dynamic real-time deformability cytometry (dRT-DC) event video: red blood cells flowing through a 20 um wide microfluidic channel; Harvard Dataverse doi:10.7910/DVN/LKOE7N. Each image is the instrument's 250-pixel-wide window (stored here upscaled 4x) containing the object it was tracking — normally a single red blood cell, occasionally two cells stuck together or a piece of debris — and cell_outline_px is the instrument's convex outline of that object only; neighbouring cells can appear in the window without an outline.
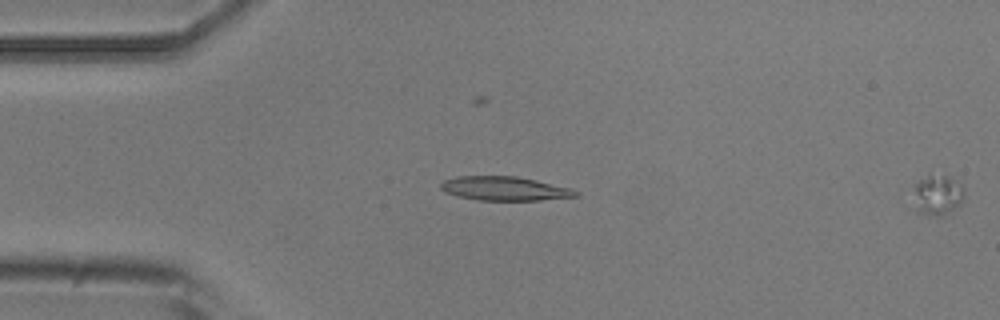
{"species": "common noctule bat (a hibernating species)", "species_latin": "Nyctalus noctula", "temperature_condition": "room temperature", "stored_images_in_passage": 6, "segment_of_instrument_passage": [1, 2], "camera_frame_rate_fps": 3000, "um_per_image_px": 0.085, "animal": {"sex": "male", "body_mass_g": 20.5, "forearm_length_mm": 52.5}, "frame": {"image": 1, "passage_image": 5, "time_ms": 5.333, "image_size_px": [1000, 320], "cell_outline_px": [[580, 196], [540, 200], [476, 200], [456, 196], [444, 192], [440, 188], [440, 184], [444, 180], [456, 176], [516, 176], [536, 180], [572, 188], [580, 192]], "centroid_in_image_um": [42.89, 16.03], "position_along_channel_um": 42.1, "area_um2": 19.07}}